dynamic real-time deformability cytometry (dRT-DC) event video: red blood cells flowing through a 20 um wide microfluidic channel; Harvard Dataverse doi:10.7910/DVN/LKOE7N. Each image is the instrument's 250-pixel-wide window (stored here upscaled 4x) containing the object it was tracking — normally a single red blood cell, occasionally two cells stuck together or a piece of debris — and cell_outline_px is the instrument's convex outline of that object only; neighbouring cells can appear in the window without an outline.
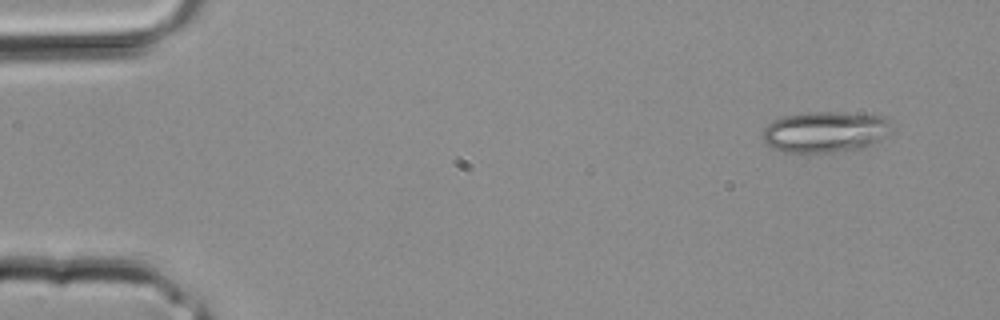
{"species": "common noctule bat (a hibernating species)", "species_latin": "Nyctalus noctula", "temperature_condition": "room temperature", "stored_images_in_passage": 3, "camera_frame_rate_fps": 3000, "um_per_image_px": 0.085, "animal": {"sex": "male", "body_mass_g": 20.4}, "frame": {"image": 1, "passage_image": 1, "time_ms": 0.0, "image_size_px": [1000, 320], "cell_outline_px": [[892, 124], [884, 136], [864, 148], [828, 152], [784, 152], [772, 148], [764, 140], [764, 128], [772, 120], [784, 116], [808, 112], [840, 112], [884, 116]], "centroid_in_image_um": [70.11, 11.2], "position_along_channel_um": 14.9, "area_um2": 30.46}}